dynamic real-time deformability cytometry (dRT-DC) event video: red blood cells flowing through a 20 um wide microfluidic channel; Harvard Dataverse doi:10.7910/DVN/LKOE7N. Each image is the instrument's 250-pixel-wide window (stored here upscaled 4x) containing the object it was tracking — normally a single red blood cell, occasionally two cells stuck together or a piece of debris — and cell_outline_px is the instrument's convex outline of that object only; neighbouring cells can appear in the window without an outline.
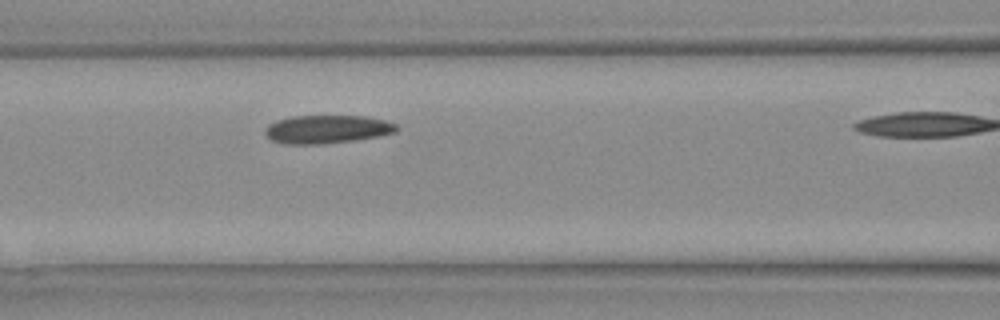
{"species": "Egyptian fruit bat (a non-hibernating species)", "species_latin": "Rousettus aegyptiacus", "temperature_condition": "warm", "stored_images_in_passage": 7, "camera_frame_rate_fps": 3000, "um_per_image_px": 0.085, "animal": {"sex": "female"}, "frame": {"image": 1, "passage_image": 6, "time_ms": 1.667, "image_size_px": [1000, 320], "cell_outline_px": [[400, 128], [396, 132], [376, 136], [352, 140], [320, 144], [284, 144], [272, 140], [264, 136], [264, 128], [268, 124], [276, 120], [292, 116], [364, 116], [384, 120], [396, 124]], "centroid_in_image_um": [27.74, 10.98], "position_along_channel_um": 138.9, "area_um2": 21.68}}